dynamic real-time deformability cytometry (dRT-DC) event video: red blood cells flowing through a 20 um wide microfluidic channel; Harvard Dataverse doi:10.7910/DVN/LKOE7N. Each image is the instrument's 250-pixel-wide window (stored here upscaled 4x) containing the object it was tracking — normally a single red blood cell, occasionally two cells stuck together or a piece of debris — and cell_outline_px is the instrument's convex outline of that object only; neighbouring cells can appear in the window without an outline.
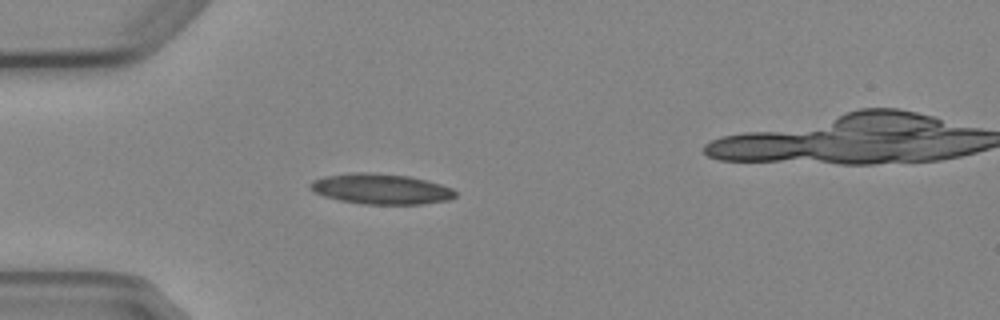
{"species": "Egyptian fruit bat (a non-hibernating species)", "species_latin": "Rousettus aegyptiacus", "temperature_condition": "cold", "stored_images_in_passage": 2, "camera_frame_rate_fps": 3000, "um_per_image_px": 0.085, "animal": {"sex": "female"}, "frame": {"image": 1, "passage_image": 1, "time_ms": 0.0, "image_size_px": [1000, 320], "cell_outline_px": [[456, 196], [448, 200], [420, 204], [364, 204], [340, 200], [324, 196], [308, 188], [308, 184], [312, 180], [324, 176], [352, 172], [368, 172], [408, 176], [440, 184], [452, 188], [456, 192]], "centroid_in_image_um": [32.34, 16.05], "position_along_channel_um": 52.7, "area_um2": 25.66}}